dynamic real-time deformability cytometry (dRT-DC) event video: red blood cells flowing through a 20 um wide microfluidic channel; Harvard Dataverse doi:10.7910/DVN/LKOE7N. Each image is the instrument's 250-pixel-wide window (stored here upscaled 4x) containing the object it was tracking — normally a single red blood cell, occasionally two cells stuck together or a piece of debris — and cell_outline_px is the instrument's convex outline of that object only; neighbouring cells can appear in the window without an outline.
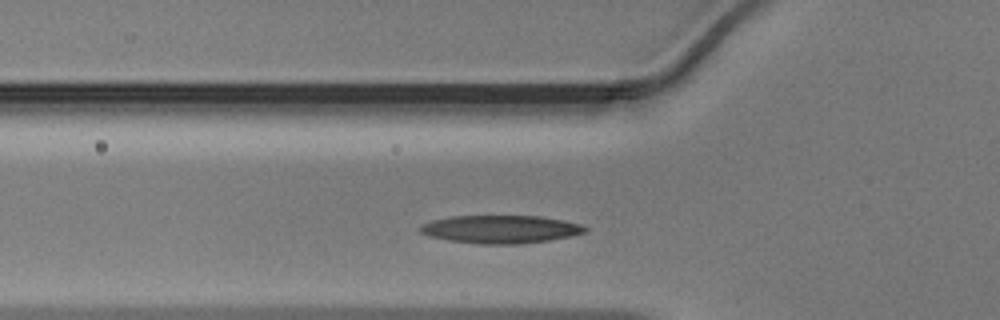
{"species": "Egyptian fruit bat (a non-hibernating species)", "species_latin": "Rousettus aegyptiacus", "temperature_condition": "warm", "stored_images_in_passage": 30, "camera_frame_rate_fps": 3000, "um_per_image_px": 0.085, "animal": {"sex": "male"}, "frame": {"image": 1, "passage_image": 8, "time_ms": 2.333, "image_size_px": [1000, 320], "cell_outline_px": [[588, 232], [548, 240], [516, 244], [480, 244], [448, 240], [428, 236], [420, 232], [420, 228], [424, 224], [432, 220], [452, 216], [540, 216], [564, 220], [580, 224], [588, 228]], "centroid_in_image_um": [42.56, 19.48], "position_along_channel_um": 83.2, "area_um2": 26.76}}
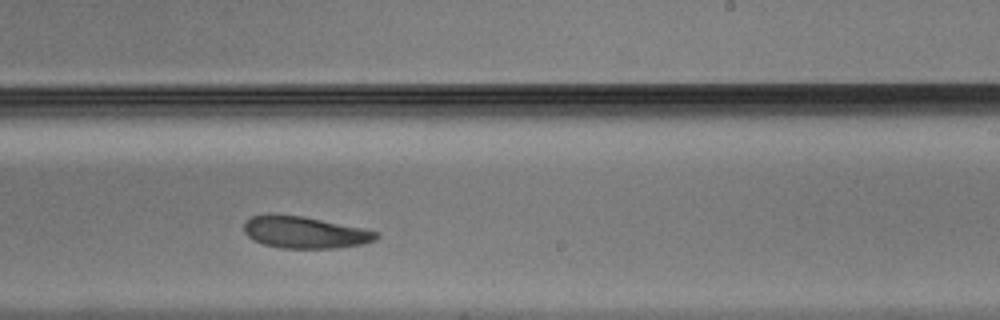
{"frame": {"image": 2, "passage_image": 21, "time_ms": 6.667, "image_size_px": [1000, 320], "cell_outline_px": [[380, 236], [376, 240], [364, 244], [340, 248], [284, 248], [264, 244], [252, 240], [244, 232], [244, 224], [252, 216], [268, 212], [272, 212], [304, 216], [364, 228], [376, 232]], "centroid_in_image_um": [25.9, 19.73], "position_along_channel_um": 263.1, "area_um2": 25.03}}
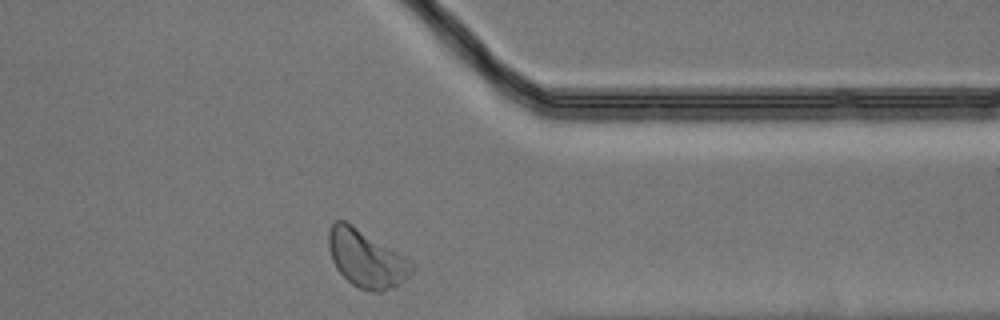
{"frame": {"image": 3, "passage_image": 30, "time_ms": 9.667, "image_size_px": [1000, 320], "cell_outline_px": [[416, 264], [412, 272], [404, 280], [392, 288], [380, 292], [372, 292], [360, 288], [352, 284], [336, 268], [332, 260], [328, 248], [328, 232], [332, 224], [336, 220], [344, 220], [404, 256]], "centroid_in_image_um": [31.12, 22.0], "position_along_channel_um": 380.3, "area_um2": 27.46}}